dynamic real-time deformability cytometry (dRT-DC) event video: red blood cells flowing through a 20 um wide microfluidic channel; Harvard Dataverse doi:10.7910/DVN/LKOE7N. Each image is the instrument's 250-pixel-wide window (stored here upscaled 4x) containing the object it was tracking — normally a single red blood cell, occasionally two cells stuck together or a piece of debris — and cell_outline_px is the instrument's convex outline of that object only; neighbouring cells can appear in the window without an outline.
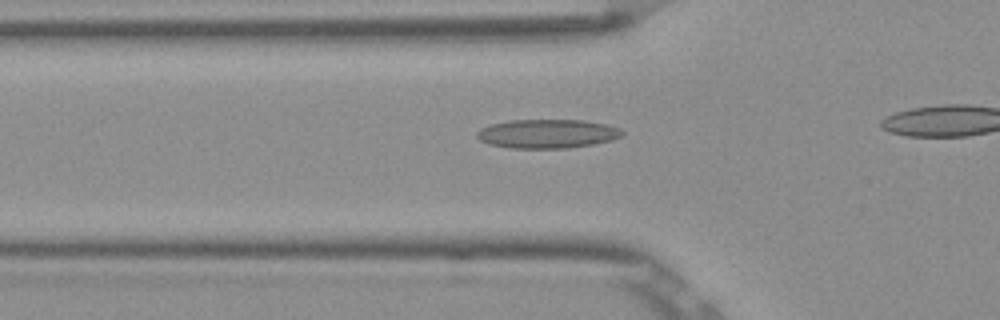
{"species": "Egyptian fruit bat (a non-hibernating species)", "species_latin": "Rousettus aegyptiacus", "temperature_condition": "room temperature", "stored_images_in_passage": 18, "camera_frame_rate_fps": 3000, "um_per_image_px": 0.085, "frame": {"image": 1, "passage_image": 13, "time_ms": 4.0, "image_size_px": [1000, 320], "cell_outline_px": [[624, 132], [620, 136], [612, 140], [592, 144], [568, 148], [508, 148], [488, 144], [480, 140], [476, 136], [476, 132], [480, 128], [492, 124], [508, 120], [584, 120], [608, 124], [620, 128]], "centroid_in_image_um": [46.51, 11.36], "position_along_channel_um": 79.3, "area_um2": 24.62}}
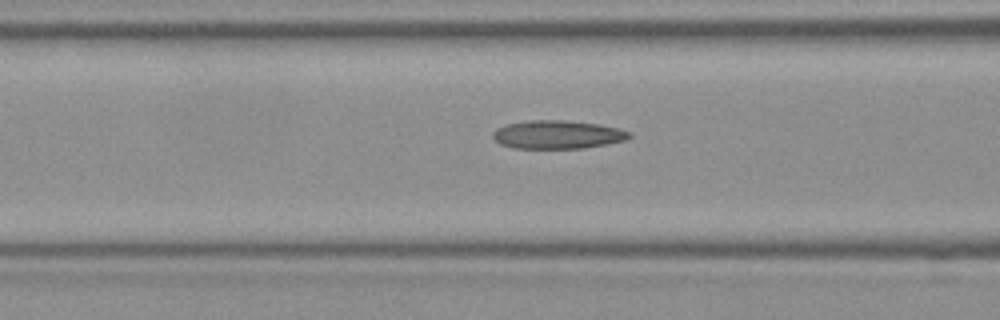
{"frame": {"image": 2, "passage_image": 16, "time_ms": 5.0, "image_size_px": [1000, 320], "cell_outline_px": [[632, 136], [628, 140], [584, 148], [512, 148], [500, 144], [492, 136], [492, 132], [496, 128], [508, 124], [528, 120], [564, 120], [600, 124], [620, 128], [632, 132]], "centroid_in_image_um": [47.43, 11.43], "position_along_channel_um": 119.2, "area_um2": 22.77}}